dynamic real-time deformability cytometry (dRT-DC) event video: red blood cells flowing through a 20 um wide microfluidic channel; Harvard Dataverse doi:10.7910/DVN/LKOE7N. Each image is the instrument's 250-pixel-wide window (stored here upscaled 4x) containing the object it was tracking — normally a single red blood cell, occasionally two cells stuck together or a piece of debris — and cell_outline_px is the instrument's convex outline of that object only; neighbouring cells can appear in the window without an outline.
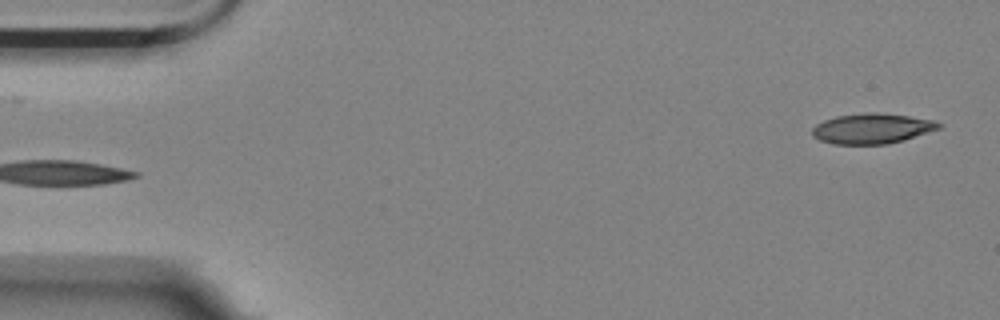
{"species": "Egyptian fruit bat (a non-hibernating species)", "species_latin": "Rousettus aegyptiacus", "temperature_condition": "room temperature", "stored_images_in_passage": 6, "segment_of_instrument_passage": [2, 2], "camera_frame_rate_fps": 3000, "um_per_image_px": 0.085, "animal": {"sex": "female"}, "frame": {"image": 1, "passage_image": 6, "time_ms": 6.0, "image_size_px": [1000, 320], "cell_outline_px": [[944, 124], [940, 128], [904, 140], [888, 144], [832, 144], [820, 140], [812, 136], [812, 128], [816, 124], [824, 120], [836, 116], [872, 112], [876, 112], [908, 116], [936, 120]], "centroid_in_image_um": [74.13, 10.93], "position_along_channel_um": 10.9, "area_um2": 22.37}}